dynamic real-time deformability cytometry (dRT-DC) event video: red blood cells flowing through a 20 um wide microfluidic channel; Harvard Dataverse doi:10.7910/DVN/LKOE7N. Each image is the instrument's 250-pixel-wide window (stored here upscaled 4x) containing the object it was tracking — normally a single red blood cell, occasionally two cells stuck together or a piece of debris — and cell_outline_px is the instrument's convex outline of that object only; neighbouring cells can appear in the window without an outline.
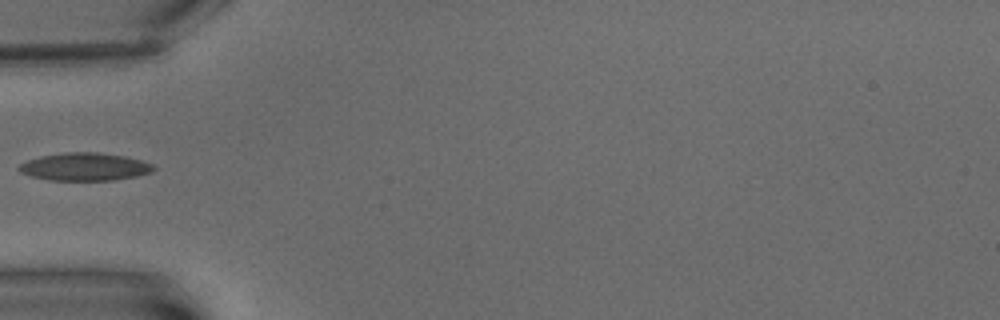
{"species": "common noctule bat (a hibernating species)", "species_latin": "Nyctalus noctula", "temperature_condition": "warm", "stored_images_in_passage": 6, "camera_frame_rate_fps": 3000, "um_per_image_px": 0.085, "animal": {"sex": "male", "body_mass_g": 15.6}, "frame": {"image": 1, "passage_image": 6, "time_ms": 6.667, "image_size_px": [1000, 320], "cell_outline_px": [[156, 168], [152, 172], [136, 176], [112, 180], [48, 180], [32, 176], [20, 172], [16, 168], [20, 164], [28, 160], [40, 156], [64, 152], [96, 152], [124, 156], [140, 160], [152, 164]], "centroid_in_image_um": [7.18, 14.17], "position_along_channel_um": 77.8, "area_um2": 21.73}}